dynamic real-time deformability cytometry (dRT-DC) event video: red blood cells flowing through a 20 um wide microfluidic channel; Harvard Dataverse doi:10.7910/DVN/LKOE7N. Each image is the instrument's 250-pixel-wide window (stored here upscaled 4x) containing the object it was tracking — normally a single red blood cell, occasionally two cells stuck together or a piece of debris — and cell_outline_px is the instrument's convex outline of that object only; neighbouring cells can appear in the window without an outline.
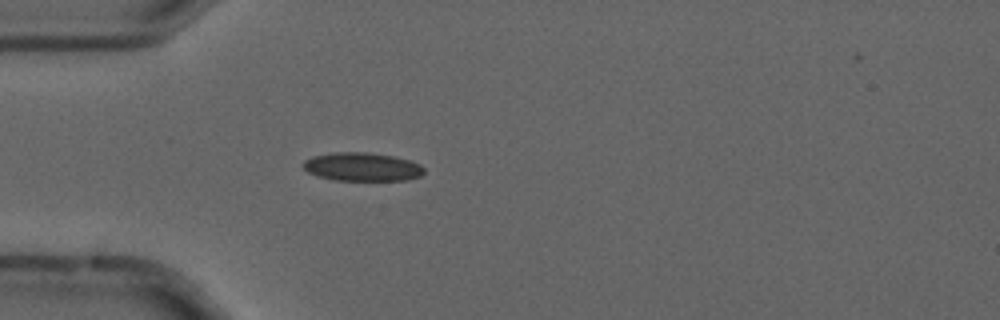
{"species": "common noctule bat (a hibernating species)", "species_latin": "Nyctalus noctula", "temperature_condition": "cold", "stored_images_in_passage": 4, "camera_frame_rate_fps": 3000, "um_per_image_px": 0.085, "animal": {"sex": "male", "forearm_length_mm": 52.5}, "frame": {"image": 1, "passage_image": 4, "time_ms": 1.0, "image_size_px": [1000, 320], "cell_outline_px": [[424, 172], [420, 176], [408, 180], [336, 180], [316, 176], [308, 172], [300, 164], [304, 160], [312, 156], [332, 152], [368, 152], [392, 156], [408, 160], [420, 164], [424, 168]], "centroid_in_image_um": [30.74, 14.18], "position_along_channel_um": 54.3, "area_um2": 20.17}}